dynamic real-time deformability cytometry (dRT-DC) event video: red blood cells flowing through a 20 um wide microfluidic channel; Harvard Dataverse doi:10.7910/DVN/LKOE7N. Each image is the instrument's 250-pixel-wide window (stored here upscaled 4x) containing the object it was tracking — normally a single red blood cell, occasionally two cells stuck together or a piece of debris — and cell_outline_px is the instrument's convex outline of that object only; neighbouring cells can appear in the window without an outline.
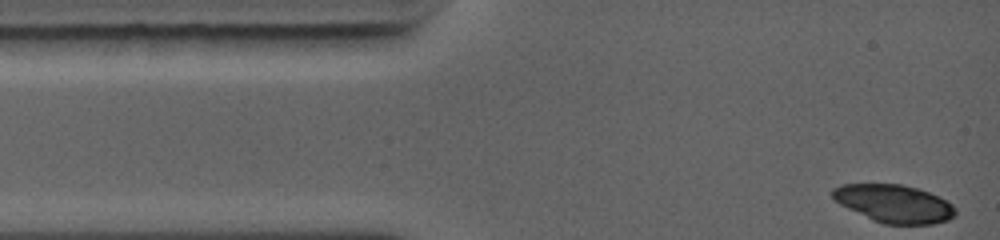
{"species": "common noctule bat (a hibernating species)", "species_latin": "Nyctalus noctula", "temperature_condition": "warm", "stored_images_in_passage": 10, "camera_frame_rate_fps": 5000, "um_per_image_px": 0.085, "animal": {"sex": "female", "body_mass_g": 19.0, "forearm_length_mm": 56.7}, "frame": {"image": 1, "passage_image": 1, "time_ms": 0.0, "image_size_px": [1000, 240], "cell_outline_px": [[956, 216], [948, 220], [932, 224], [884, 224], [872, 220], [832, 200], [832, 188], [840, 184], [900, 184], [920, 188], [952, 204], [956, 208]], "centroid_in_image_um": [75.98, 17.3], "position_along_channel_um": 9.0, "area_um2": 27.22}}